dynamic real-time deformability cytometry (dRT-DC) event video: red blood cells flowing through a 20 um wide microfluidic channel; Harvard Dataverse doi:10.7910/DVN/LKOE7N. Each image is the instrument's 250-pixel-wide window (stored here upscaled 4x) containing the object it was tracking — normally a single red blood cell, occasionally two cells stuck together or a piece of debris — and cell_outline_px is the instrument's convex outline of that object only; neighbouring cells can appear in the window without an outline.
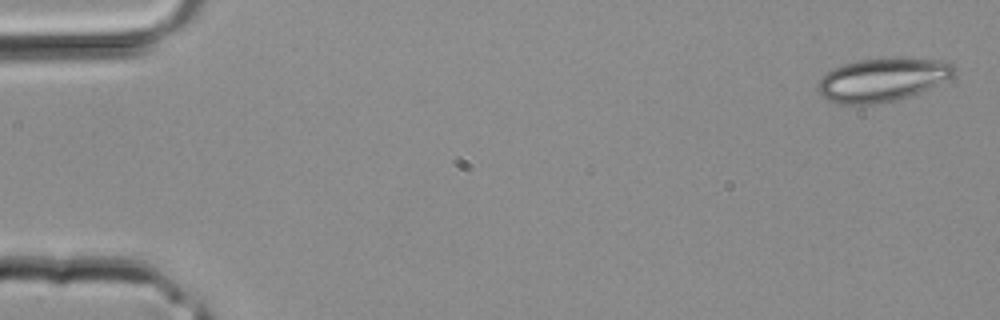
{"species": "common noctule bat (a hibernating species)", "species_latin": "Nyctalus noctula", "temperature_condition": "room temperature", "stored_images_in_passage": 4, "segment_of_instrument_passage": [2, 2], "camera_frame_rate_fps": 3000, "um_per_image_px": 0.085, "animal": {"sex": "male", "body_mass_g": 20.4}, "frame": {"image": 1, "passage_image": 4, "time_ms": 1.0, "image_size_px": [1000, 320], "cell_outline_px": [[956, 72], [952, 76], [928, 88], [908, 96], [896, 100], [876, 104], [840, 104], [828, 100], [820, 96], [816, 92], [816, 84], [832, 68], [844, 64], [860, 60], [932, 60], [952, 64], [956, 68]], "centroid_in_image_um": [74.89, 6.83], "position_along_channel_um": 10.1, "area_um2": 33.41}}